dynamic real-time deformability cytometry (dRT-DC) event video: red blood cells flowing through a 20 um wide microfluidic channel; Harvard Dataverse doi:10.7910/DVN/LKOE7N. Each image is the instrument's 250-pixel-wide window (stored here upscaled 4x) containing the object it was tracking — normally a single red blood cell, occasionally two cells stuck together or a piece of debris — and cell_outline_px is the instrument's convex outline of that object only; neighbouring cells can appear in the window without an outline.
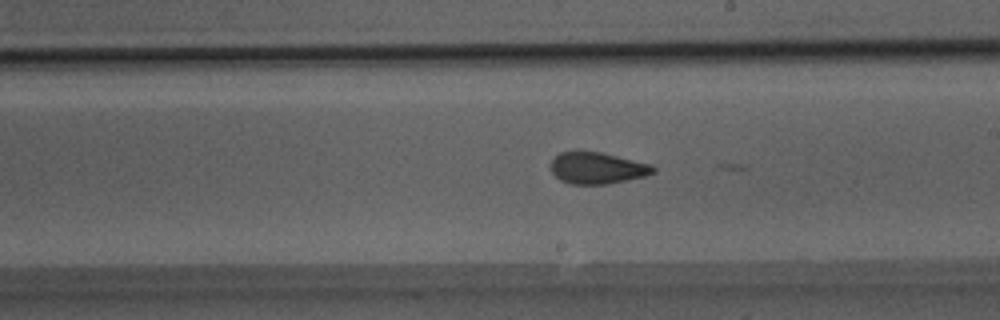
{"species": "Egyptian fruit bat (a non-hibernating species)", "species_latin": "Rousettus aegyptiacus", "temperature_condition": "room temperature", "stored_images_in_passage": 37, "camera_frame_rate_fps": 3000, "um_per_image_px": 0.085, "animal": {"sex": "male"}, "frame": {"image": 1, "passage_image": 16, "time_ms": 5.0, "image_size_px": [1000, 320], "cell_outline_px": [[656, 172], [644, 176], [604, 184], [572, 184], [560, 180], [552, 172], [552, 160], [560, 152], [600, 152], [652, 164], [656, 168]], "centroid_in_image_um": [50.79, 14.28], "position_along_channel_um": 238.2, "area_um2": 18.5}}
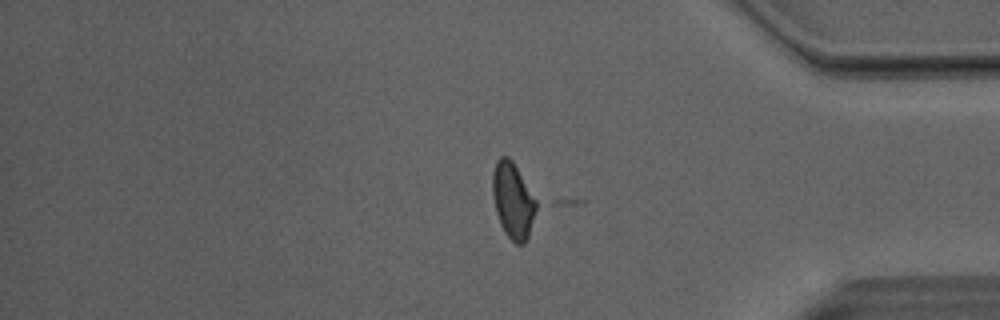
{"frame": {"image": 2, "passage_image": 29, "time_ms": 9.333, "image_size_px": [1000, 320], "cell_outline_px": [[536, 208], [528, 236], [524, 244], [516, 244], [504, 232], [500, 224], [496, 212], [492, 196], [492, 176], [496, 160], [500, 156], [508, 156], [512, 160], [536, 200]], "centroid_in_image_um": [43.56, 17.03], "position_along_channel_um": 391.6, "area_um2": 19.07}}
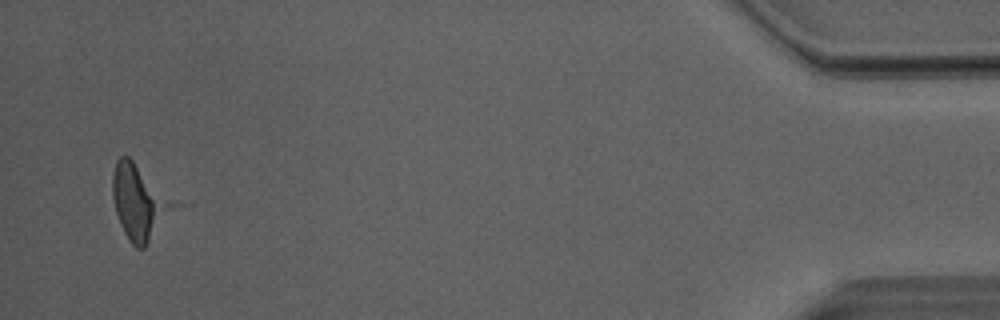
{"frame": {"image": 3, "passage_image": 36, "time_ms": 11.667, "image_size_px": [1000, 320], "cell_outline_px": [[160, 204], [148, 240], [144, 248], [136, 248], [128, 240], [120, 224], [116, 212], [112, 196], [112, 176], [116, 160], [120, 156], [128, 156], [132, 160]], "centroid_in_image_um": [11.34, 17.17], "position_along_channel_um": 423.9, "area_um2": 20.52}}